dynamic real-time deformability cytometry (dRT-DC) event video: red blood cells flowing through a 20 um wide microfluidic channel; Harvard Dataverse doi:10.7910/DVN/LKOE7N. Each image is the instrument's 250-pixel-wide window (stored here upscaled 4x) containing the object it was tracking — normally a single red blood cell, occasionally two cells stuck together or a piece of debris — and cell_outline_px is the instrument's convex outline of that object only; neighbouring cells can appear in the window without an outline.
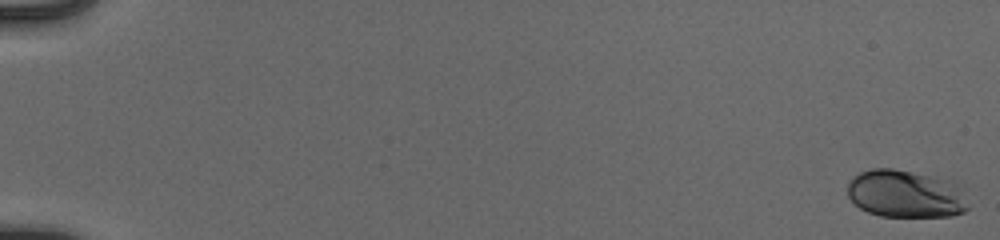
{"species": "human", "species_latin": "Homo sapiens", "temperature_condition": "cold", "stored_images_in_passage": 55, "camera_frame_rate_fps": 3000, "um_per_image_px": 0.085, "donor": {"sex": "male"}, "frame": {"image": 1, "passage_image": 1, "time_ms": 0.0, "image_size_px": [1000, 240], "cell_outline_px": [[968, 208], [964, 212], [952, 216], [880, 216], [868, 212], [860, 208], [848, 196], [848, 184], [860, 172], [872, 168], [892, 168], [912, 172], [948, 180], [960, 192]], "centroid_in_image_um": [76.91, 16.49], "position_along_channel_um": 8.1, "area_um2": 32.71}}
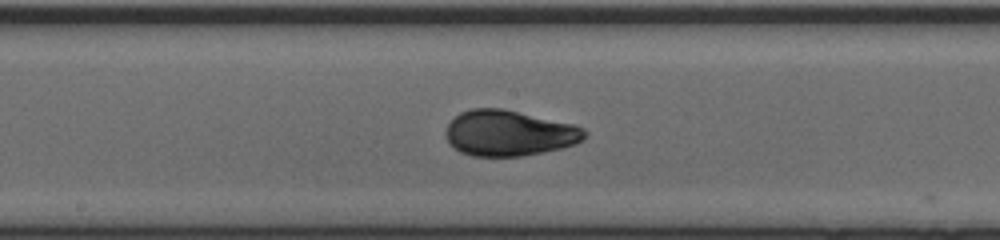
{"frame": {"image": 2, "passage_image": 32, "time_ms": 10.333, "image_size_px": [1000, 240], "cell_outline_px": [[588, 132], [584, 140], [576, 144], [544, 152], [524, 156], [472, 156], [460, 152], [448, 144], [444, 136], [444, 132], [448, 124], [460, 112], [472, 108], [504, 108], [576, 124], [584, 128]], "centroid_in_image_um": [43.28, 11.31], "position_along_channel_um": 204.9, "area_um2": 37.63}}
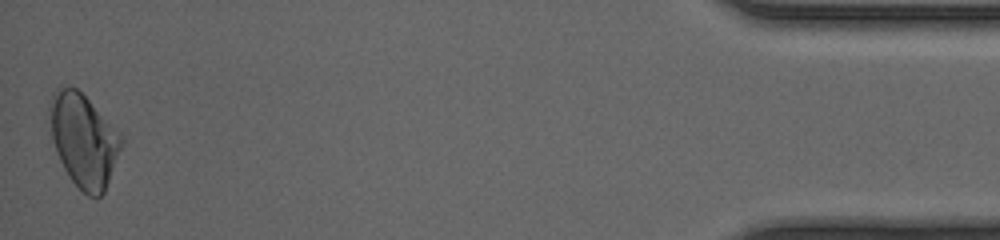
{"frame": {"image": 3, "passage_image": 55, "time_ms": 18.0, "image_size_px": [1000, 240], "cell_outline_px": [[124, 140], [104, 192], [96, 200], [88, 196], [68, 176], [60, 160], [44, 120], [48, 104], [52, 92], [60, 84], [76, 88], [124, 136]], "centroid_in_image_um": [7.03, 11.87], "position_along_channel_um": 428.2, "area_um2": 39.59}, "authors_computed_cell_mechanics": {"area_um2": 36.1828, "velocity_mm_per_s": 3.9343, "shape_relaxation_time_tau1_ms": 3.8855, "shape_relaxation_time_tau2_ms": null, "deformation_change_tau1": 0.1402, "deformation_change_tau2": null}}